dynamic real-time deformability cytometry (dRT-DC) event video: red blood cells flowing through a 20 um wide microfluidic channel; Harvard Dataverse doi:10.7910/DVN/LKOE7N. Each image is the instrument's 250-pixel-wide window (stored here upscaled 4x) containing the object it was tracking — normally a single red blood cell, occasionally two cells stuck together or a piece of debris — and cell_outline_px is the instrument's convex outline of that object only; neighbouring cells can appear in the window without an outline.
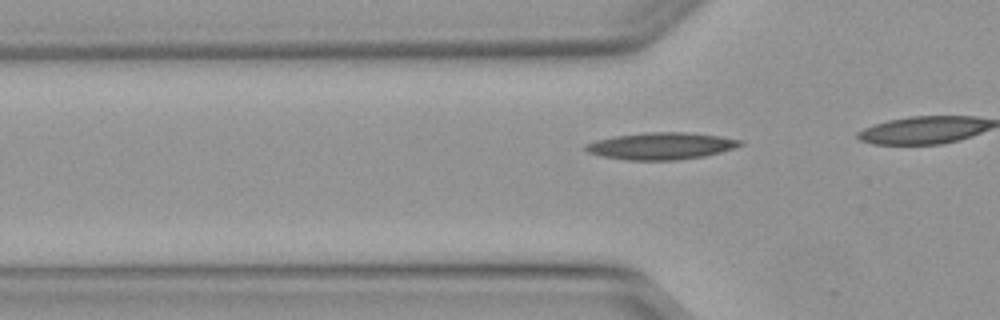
{"species": "Egyptian fruit bat (a non-hibernating species)", "species_latin": "Rousettus aegyptiacus", "temperature_condition": "warm", "stored_images_in_passage": 15, "camera_frame_rate_fps": 3000, "um_per_image_px": 0.085, "animal": {"sex": "female"}, "frame": {"image": 1, "passage_image": 7, "time_ms": 2.0, "image_size_px": [1000, 320], "cell_outline_px": [[744, 144], [720, 152], [704, 156], [680, 160], [628, 160], [600, 156], [588, 152], [584, 148], [584, 144], [596, 140], [612, 136], [648, 132], [684, 132], [720, 136], [744, 140]], "centroid_in_image_um": [56.18, 12.4], "position_along_channel_um": 69.6, "area_um2": 24.39}}
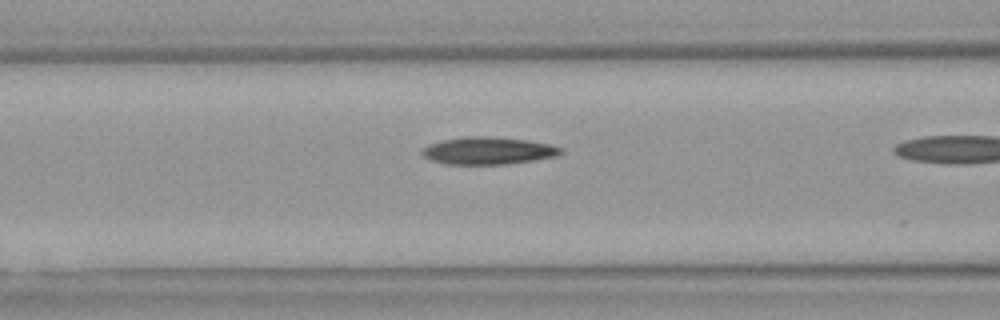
{"frame": {"image": 2, "passage_image": 11, "time_ms": 3.333, "image_size_px": [1000, 320], "cell_outline_px": [[564, 152], [556, 156], [508, 164], [444, 164], [432, 160], [424, 156], [420, 152], [428, 144], [440, 140], [464, 136], [492, 136], [528, 140], [548, 144], [564, 148]], "centroid_in_image_um": [41.48, 12.8], "position_along_channel_um": 125.1, "area_um2": 22.25}}